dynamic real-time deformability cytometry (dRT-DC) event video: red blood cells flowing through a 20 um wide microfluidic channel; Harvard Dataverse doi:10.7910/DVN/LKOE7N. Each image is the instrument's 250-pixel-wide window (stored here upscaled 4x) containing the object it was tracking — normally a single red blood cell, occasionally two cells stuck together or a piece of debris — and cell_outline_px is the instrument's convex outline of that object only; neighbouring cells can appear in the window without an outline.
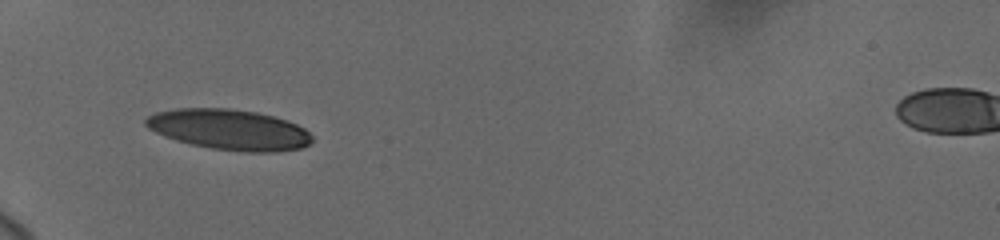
{"species": "human", "species_latin": "Homo sapiens", "temperature_condition": "cold", "stored_images_in_passage": 9, "camera_frame_rate_fps": 3000, "um_per_image_px": 0.085, "donor": {"sex": "female"}, "frame": {"image": 1, "passage_image": 1, "time_ms": 0.0, "image_size_px": [1000, 240], "cell_outline_px": [[312, 140], [308, 144], [300, 148], [276, 152], [244, 152], [212, 148], [192, 144], [176, 140], [164, 136], [148, 128], [144, 124], [144, 120], [148, 116], [156, 112], [176, 108], [228, 108], [256, 112], [288, 120], [304, 128], [312, 136]], "centroid_in_image_um": [19.47, 11.01], "position_along_channel_um": 65.5, "area_um2": 39.25}}
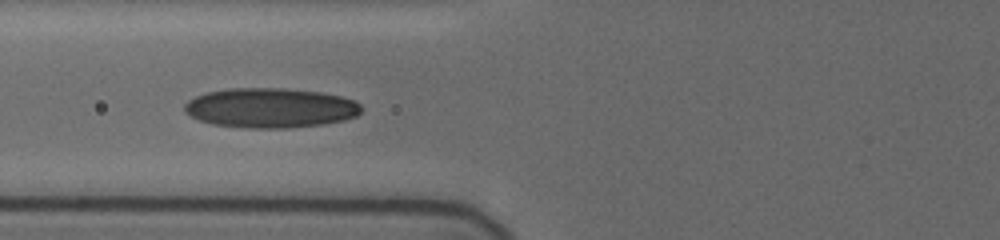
{"frame": {"image": 2, "passage_image": 8, "time_ms": 1.333, "image_size_px": [1000, 240], "cell_outline_px": [[360, 112], [356, 116], [344, 120], [320, 124], [288, 128], [244, 128], [212, 124], [200, 120], [184, 112], [184, 104], [188, 100], [204, 92], [228, 88], [284, 88], [320, 92], [340, 96], [356, 100], [360, 104]], "centroid_in_image_um": [22.95, 9.16], "position_along_channel_um": 102.8, "area_um2": 41.1}}